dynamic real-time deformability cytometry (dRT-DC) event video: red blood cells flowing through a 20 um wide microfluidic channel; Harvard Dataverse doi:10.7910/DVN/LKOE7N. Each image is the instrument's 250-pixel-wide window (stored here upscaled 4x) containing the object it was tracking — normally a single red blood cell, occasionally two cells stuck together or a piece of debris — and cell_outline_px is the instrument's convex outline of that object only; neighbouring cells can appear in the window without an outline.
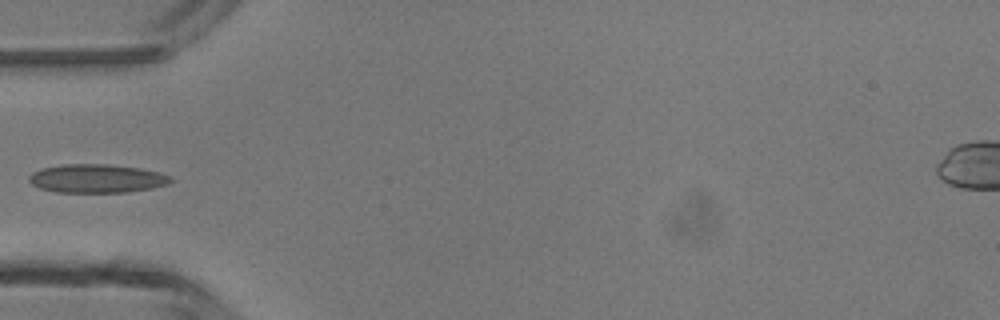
{"species": "common noctule bat (a hibernating species)", "species_latin": "Nyctalus noctula", "temperature_condition": "room temperature", "stored_images_in_passage": 3, "camera_frame_rate_fps": 3000, "um_per_image_px": 0.085, "animal": {"sex": "male", "body_mass_g": 13.3}, "frame": {"image": 1, "passage_image": 3, "time_ms": 3.0, "image_size_px": [1000, 320], "cell_outline_px": [[172, 180], [168, 184], [152, 188], [128, 192], [56, 192], [40, 188], [32, 184], [28, 180], [28, 176], [32, 172], [44, 168], [64, 164], [104, 164], [140, 168], [160, 172], [168, 176]], "centroid_in_image_um": [8.21, 15.17], "position_along_channel_um": 76.8, "area_um2": 23.47}}